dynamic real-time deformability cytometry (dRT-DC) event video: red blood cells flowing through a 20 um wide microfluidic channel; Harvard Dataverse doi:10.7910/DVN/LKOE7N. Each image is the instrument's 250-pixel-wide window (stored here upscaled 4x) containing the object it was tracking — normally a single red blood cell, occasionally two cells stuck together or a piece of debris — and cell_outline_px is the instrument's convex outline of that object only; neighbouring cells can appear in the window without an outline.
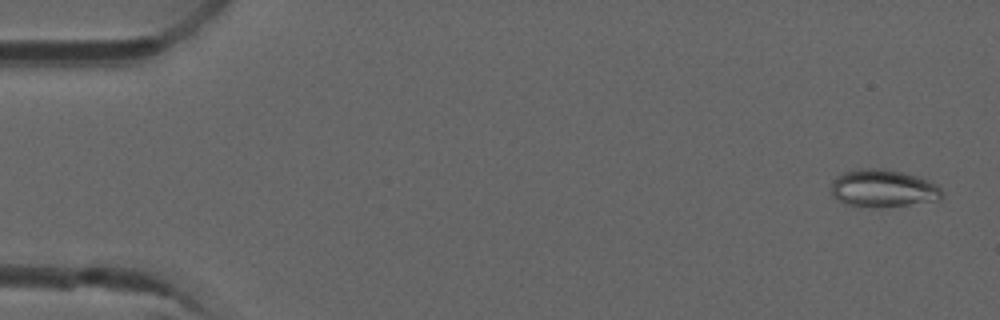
{"species": "common noctule bat (a hibernating species)", "species_latin": "Nyctalus noctula", "temperature_condition": "room temperature", "stored_images_in_passage": 52, "camera_frame_rate_fps": 3000, "um_per_image_px": 0.085, "animal": {"sex": "male", "forearm_length_mm": 52.5}, "frame": {"image": 1, "passage_image": 2, "time_ms": 0.333, "image_size_px": [1000, 320], "cell_outline_px": [[940, 200], [876, 208], [872, 208], [844, 204], [832, 192], [832, 184], [836, 176], [844, 172], [860, 168], [880, 168], [904, 172], [920, 176], [936, 184], [940, 188]], "centroid_in_image_um": [75.06, 16.0], "position_along_channel_um": 9.9, "area_um2": 24.22}}
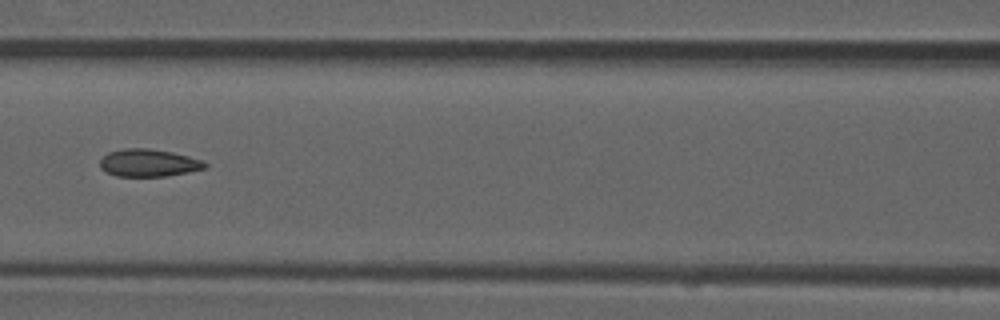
{"frame": {"image": 2, "passage_image": 23, "time_ms": 7.333, "image_size_px": [1000, 320], "cell_outline_px": [[208, 164], [204, 168], [188, 172], [168, 176], [116, 176], [104, 172], [100, 168], [100, 160], [108, 152], [124, 148], [148, 148], [172, 152], [204, 160]], "centroid_in_image_um": [12.61, 13.84], "position_along_channel_um": 154.0, "area_um2": 16.94}}
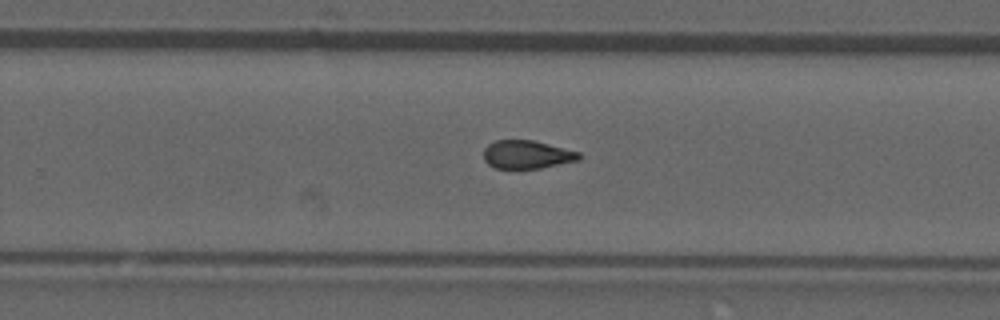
{"frame": {"image": 3, "passage_image": 33, "time_ms": 10.667, "image_size_px": [1000, 320], "cell_outline_px": [[584, 156], [580, 160], [540, 168], [496, 168], [488, 164], [484, 160], [484, 148], [488, 144], [496, 140], [532, 140], [580, 152]], "centroid_in_image_um": [44.81, 13.13], "position_along_channel_um": 285.0, "area_um2": 15.72}, "authors_computed_cell_mechanics": {"area_um2": 16.7909, "velocity_mm_per_s": 3.9464, "shape_relaxation_time_tau1_ms": null, "shape_relaxation_time_tau2_ms": 1.9572, "deformation_change_tau1": null, "deformation_change_tau2": 0.0848}}